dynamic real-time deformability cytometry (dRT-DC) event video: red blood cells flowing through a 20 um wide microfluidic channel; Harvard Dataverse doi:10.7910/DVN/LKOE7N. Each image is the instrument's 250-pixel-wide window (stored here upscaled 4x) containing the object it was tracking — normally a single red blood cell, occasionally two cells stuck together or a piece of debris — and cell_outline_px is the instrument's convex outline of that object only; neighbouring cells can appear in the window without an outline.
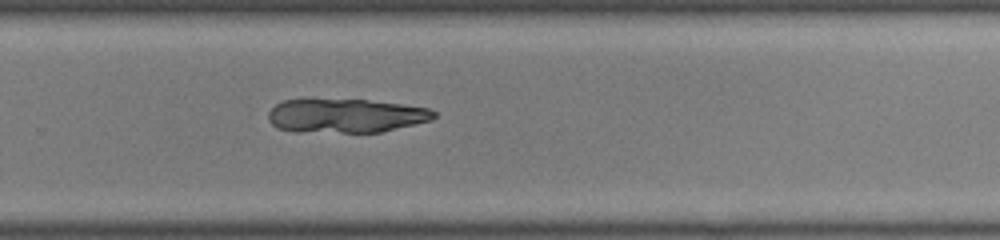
{"species": "common noctule bat (a hibernating species)", "species_latin": "Nyctalus noctula", "temperature_condition": "room temperature", "stored_images_in_passage": 49, "camera_frame_rate_fps": 3000, "um_per_image_px": 0.085, "animal": {"sex": "male", "body_mass_g": 19.0, "forearm_length_mm": 50.8}, "frame": {"image": 1, "passage_image": 33, "time_ms": 10.667, "image_size_px": [1000, 240], "cell_outline_px": [[436, 116], [432, 120], [380, 132], [296, 132], [280, 128], [272, 124], [268, 120], [268, 112], [276, 104], [284, 100], [364, 100], [400, 104], [428, 108], [436, 112]], "centroid_in_image_um": [29.38, 9.85], "position_along_channel_um": 300.4, "area_um2": 32.43}}